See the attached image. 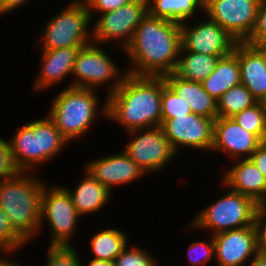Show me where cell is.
I'll list each match as a JSON object with an SVG mask.
<instances>
[{
	"label": "cell",
	"instance_id": "obj_28",
	"mask_svg": "<svg viewBox=\"0 0 266 266\" xmlns=\"http://www.w3.org/2000/svg\"><path fill=\"white\" fill-rule=\"evenodd\" d=\"M232 118L241 127L255 134L262 142L266 141V109L263 102L258 101Z\"/></svg>",
	"mask_w": 266,
	"mask_h": 266
},
{
	"label": "cell",
	"instance_id": "obj_34",
	"mask_svg": "<svg viewBox=\"0 0 266 266\" xmlns=\"http://www.w3.org/2000/svg\"><path fill=\"white\" fill-rule=\"evenodd\" d=\"M18 168L10 149L9 141L0 137V181L18 176Z\"/></svg>",
	"mask_w": 266,
	"mask_h": 266
},
{
	"label": "cell",
	"instance_id": "obj_5",
	"mask_svg": "<svg viewBox=\"0 0 266 266\" xmlns=\"http://www.w3.org/2000/svg\"><path fill=\"white\" fill-rule=\"evenodd\" d=\"M96 92L93 89L64 87L53 100L48 117L68 142L87 134L95 118L102 115L106 119V99L100 105Z\"/></svg>",
	"mask_w": 266,
	"mask_h": 266
},
{
	"label": "cell",
	"instance_id": "obj_17",
	"mask_svg": "<svg viewBox=\"0 0 266 266\" xmlns=\"http://www.w3.org/2000/svg\"><path fill=\"white\" fill-rule=\"evenodd\" d=\"M121 152L86 163V169L100 184L110 191L117 185L131 184L146 173L129 156Z\"/></svg>",
	"mask_w": 266,
	"mask_h": 266
},
{
	"label": "cell",
	"instance_id": "obj_27",
	"mask_svg": "<svg viewBox=\"0 0 266 266\" xmlns=\"http://www.w3.org/2000/svg\"><path fill=\"white\" fill-rule=\"evenodd\" d=\"M216 102L218 117H233L235 114L251 107L258 101L251 92L240 83L230 88Z\"/></svg>",
	"mask_w": 266,
	"mask_h": 266
},
{
	"label": "cell",
	"instance_id": "obj_4",
	"mask_svg": "<svg viewBox=\"0 0 266 266\" xmlns=\"http://www.w3.org/2000/svg\"><path fill=\"white\" fill-rule=\"evenodd\" d=\"M21 172H33L56 157L69 143L48 115L20 126L9 140Z\"/></svg>",
	"mask_w": 266,
	"mask_h": 266
},
{
	"label": "cell",
	"instance_id": "obj_1",
	"mask_svg": "<svg viewBox=\"0 0 266 266\" xmlns=\"http://www.w3.org/2000/svg\"><path fill=\"white\" fill-rule=\"evenodd\" d=\"M179 23L147 14L124 49L131 61L128 74L164 76L174 73L181 50Z\"/></svg>",
	"mask_w": 266,
	"mask_h": 266
},
{
	"label": "cell",
	"instance_id": "obj_22",
	"mask_svg": "<svg viewBox=\"0 0 266 266\" xmlns=\"http://www.w3.org/2000/svg\"><path fill=\"white\" fill-rule=\"evenodd\" d=\"M82 180L76 185L74 191L68 187L64 188L71 196L73 206L80 217L96 213L105 207L111 200L112 192L100 184L86 169H84Z\"/></svg>",
	"mask_w": 266,
	"mask_h": 266
},
{
	"label": "cell",
	"instance_id": "obj_11",
	"mask_svg": "<svg viewBox=\"0 0 266 266\" xmlns=\"http://www.w3.org/2000/svg\"><path fill=\"white\" fill-rule=\"evenodd\" d=\"M147 14V0H133L117 10L100 14L95 24H92V42L103 45L117 41L124 51Z\"/></svg>",
	"mask_w": 266,
	"mask_h": 266
},
{
	"label": "cell",
	"instance_id": "obj_38",
	"mask_svg": "<svg viewBox=\"0 0 266 266\" xmlns=\"http://www.w3.org/2000/svg\"><path fill=\"white\" fill-rule=\"evenodd\" d=\"M266 178V141L262 142L249 158Z\"/></svg>",
	"mask_w": 266,
	"mask_h": 266
},
{
	"label": "cell",
	"instance_id": "obj_18",
	"mask_svg": "<svg viewBox=\"0 0 266 266\" xmlns=\"http://www.w3.org/2000/svg\"><path fill=\"white\" fill-rule=\"evenodd\" d=\"M225 172L222 186L249 196L261 207H266V178L250 159L234 160L232 167Z\"/></svg>",
	"mask_w": 266,
	"mask_h": 266
},
{
	"label": "cell",
	"instance_id": "obj_37",
	"mask_svg": "<svg viewBox=\"0 0 266 266\" xmlns=\"http://www.w3.org/2000/svg\"><path fill=\"white\" fill-rule=\"evenodd\" d=\"M254 226L257 234L258 249H266V207H260L258 209Z\"/></svg>",
	"mask_w": 266,
	"mask_h": 266
},
{
	"label": "cell",
	"instance_id": "obj_12",
	"mask_svg": "<svg viewBox=\"0 0 266 266\" xmlns=\"http://www.w3.org/2000/svg\"><path fill=\"white\" fill-rule=\"evenodd\" d=\"M260 0H204V14L237 42H246L257 20Z\"/></svg>",
	"mask_w": 266,
	"mask_h": 266
},
{
	"label": "cell",
	"instance_id": "obj_36",
	"mask_svg": "<svg viewBox=\"0 0 266 266\" xmlns=\"http://www.w3.org/2000/svg\"><path fill=\"white\" fill-rule=\"evenodd\" d=\"M132 1L133 0H84L92 20L95 13L104 14L109 11H114Z\"/></svg>",
	"mask_w": 266,
	"mask_h": 266
},
{
	"label": "cell",
	"instance_id": "obj_42",
	"mask_svg": "<svg viewBox=\"0 0 266 266\" xmlns=\"http://www.w3.org/2000/svg\"><path fill=\"white\" fill-rule=\"evenodd\" d=\"M87 265L88 266H115L114 262L102 261V260L94 259V258H91V260L89 261V264Z\"/></svg>",
	"mask_w": 266,
	"mask_h": 266
},
{
	"label": "cell",
	"instance_id": "obj_39",
	"mask_svg": "<svg viewBox=\"0 0 266 266\" xmlns=\"http://www.w3.org/2000/svg\"><path fill=\"white\" fill-rule=\"evenodd\" d=\"M25 2L27 3V0H3L4 11L6 14H9V12L11 13V11L21 8Z\"/></svg>",
	"mask_w": 266,
	"mask_h": 266
},
{
	"label": "cell",
	"instance_id": "obj_32",
	"mask_svg": "<svg viewBox=\"0 0 266 266\" xmlns=\"http://www.w3.org/2000/svg\"><path fill=\"white\" fill-rule=\"evenodd\" d=\"M46 266H82L77 250L72 246H49Z\"/></svg>",
	"mask_w": 266,
	"mask_h": 266
},
{
	"label": "cell",
	"instance_id": "obj_2",
	"mask_svg": "<svg viewBox=\"0 0 266 266\" xmlns=\"http://www.w3.org/2000/svg\"><path fill=\"white\" fill-rule=\"evenodd\" d=\"M163 76L127 74L115 91L106 96V118L129 132L161 126Z\"/></svg>",
	"mask_w": 266,
	"mask_h": 266
},
{
	"label": "cell",
	"instance_id": "obj_41",
	"mask_svg": "<svg viewBox=\"0 0 266 266\" xmlns=\"http://www.w3.org/2000/svg\"><path fill=\"white\" fill-rule=\"evenodd\" d=\"M12 254L0 253V266H21L18 263H15L13 260H9V256Z\"/></svg>",
	"mask_w": 266,
	"mask_h": 266
},
{
	"label": "cell",
	"instance_id": "obj_10",
	"mask_svg": "<svg viewBox=\"0 0 266 266\" xmlns=\"http://www.w3.org/2000/svg\"><path fill=\"white\" fill-rule=\"evenodd\" d=\"M144 131V132H143ZM132 139L122 149L143 171L157 173L170 164L178 154L165 137L161 126L127 132Z\"/></svg>",
	"mask_w": 266,
	"mask_h": 266
},
{
	"label": "cell",
	"instance_id": "obj_30",
	"mask_svg": "<svg viewBox=\"0 0 266 266\" xmlns=\"http://www.w3.org/2000/svg\"><path fill=\"white\" fill-rule=\"evenodd\" d=\"M27 244V242L14 230L9 218L0 207V253L13 254Z\"/></svg>",
	"mask_w": 266,
	"mask_h": 266
},
{
	"label": "cell",
	"instance_id": "obj_29",
	"mask_svg": "<svg viewBox=\"0 0 266 266\" xmlns=\"http://www.w3.org/2000/svg\"><path fill=\"white\" fill-rule=\"evenodd\" d=\"M192 113L189 105L179 97L167 84L162 89L161 99V119L162 123L166 119L186 116Z\"/></svg>",
	"mask_w": 266,
	"mask_h": 266
},
{
	"label": "cell",
	"instance_id": "obj_25",
	"mask_svg": "<svg viewBox=\"0 0 266 266\" xmlns=\"http://www.w3.org/2000/svg\"><path fill=\"white\" fill-rule=\"evenodd\" d=\"M220 57L186 51L181 47L174 74L193 82H202L215 69Z\"/></svg>",
	"mask_w": 266,
	"mask_h": 266
},
{
	"label": "cell",
	"instance_id": "obj_45",
	"mask_svg": "<svg viewBox=\"0 0 266 266\" xmlns=\"http://www.w3.org/2000/svg\"><path fill=\"white\" fill-rule=\"evenodd\" d=\"M263 105H264V107H265V109H266V98H265L264 101H263Z\"/></svg>",
	"mask_w": 266,
	"mask_h": 266
},
{
	"label": "cell",
	"instance_id": "obj_7",
	"mask_svg": "<svg viewBox=\"0 0 266 266\" xmlns=\"http://www.w3.org/2000/svg\"><path fill=\"white\" fill-rule=\"evenodd\" d=\"M91 21L84 0H72L45 23L38 37L40 38V50L83 47L90 44L92 42Z\"/></svg>",
	"mask_w": 266,
	"mask_h": 266
},
{
	"label": "cell",
	"instance_id": "obj_31",
	"mask_svg": "<svg viewBox=\"0 0 266 266\" xmlns=\"http://www.w3.org/2000/svg\"><path fill=\"white\" fill-rule=\"evenodd\" d=\"M143 248L127 246L114 260L115 266H159L157 258Z\"/></svg>",
	"mask_w": 266,
	"mask_h": 266
},
{
	"label": "cell",
	"instance_id": "obj_23",
	"mask_svg": "<svg viewBox=\"0 0 266 266\" xmlns=\"http://www.w3.org/2000/svg\"><path fill=\"white\" fill-rule=\"evenodd\" d=\"M203 89L216 101L230 88L241 83L238 57L232 53L220 57L215 69L202 82Z\"/></svg>",
	"mask_w": 266,
	"mask_h": 266
},
{
	"label": "cell",
	"instance_id": "obj_8",
	"mask_svg": "<svg viewBox=\"0 0 266 266\" xmlns=\"http://www.w3.org/2000/svg\"><path fill=\"white\" fill-rule=\"evenodd\" d=\"M100 46L91 42L78 50L72 72L75 80L66 87L95 90L106 85V96H109L123 82L128 74L127 70L120 69V65H117Z\"/></svg>",
	"mask_w": 266,
	"mask_h": 266
},
{
	"label": "cell",
	"instance_id": "obj_40",
	"mask_svg": "<svg viewBox=\"0 0 266 266\" xmlns=\"http://www.w3.org/2000/svg\"><path fill=\"white\" fill-rule=\"evenodd\" d=\"M247 266H266V257L258 252Z\"/></svg>",
	"mask_w": 266,
	"mask_h": 266
},
{
	"label": "cell",
	"instance_id": "obj_3",
	"mask_svg": "<svg viewBox=\"0 0 266 266\" xmlns=\"http://www.w3.org/2000/svg\"><path fill=\"white\" fill-rule=\"evenodd\" d=\"M34 175L21 172L14 178L0 181V207L14 230L27 243L38 236L41 196L47 183Z\"/></svg>",
	"mask_w": 266,
	"mask_h": 266
},
{
	"label": "cell",
	"instance_id": "obj_21",
	"mask_svg": "<svg viewBox=\"0 0 266 266\" xmlns=\"http://www.w3.org/2000/svg\"><path fill=\"white\" fill-rule=\"evenodd\" d=\"M166 84L189 105L192 113L206 118H217V102L200 82L181 79L174 73L163 76Z\"/></svg>",
	"mask_w": 266,
	"mask_h": 266
},
{
	"label": "cell",
	"instance_id": "obj_16",
	"mask_svg": "<svg viewBox=\"0 0 266 266\" xmlns=\"http://www.w3.org/2000/svg\"><path fill=\"white\" fill-rule=\"evenodd\" d=\"M262 141L241 127L232 117H217L214 120L212 152H222L237 159H249Z\"/></svg>",
	"mask_w": 266,
	"mask_h": 266
},
{
	"label": "cell",
	"instance_id": "obj_20",
	"mask_svg": "<svg viewBox=\"0 0 266 266\" xmlns=\"http://www.w3.org/2000/svg\"><path fill=\"white\" fill-rule=\"evenodd\" d=\"M81 47L41 50V65L37 78L33 82V90L44 91L72 75L75 57Z\"/></svg>",
	"mask_w": 266,
	"mask_h": 266
},
{
	"label": "cell",
	"instance_id": "obj_6",
	"mask_svg": "<svg viewBox=\"0 0 266 266\" xmlns=\"http://www.w3.org/2000/svg\"><path fill=\"white\" fill-rule=\"evenodd\" d=\"M260 207L251 197L229 189L215 202L198 211L189 227L193 230L207 229L213 236L223 231L254 226Z\"/></svg>",
	"mask_w": 266,
	"mask_h": 266
},
{
	"label": "cell",
	"instance_id": "obj_26",
	"mask_svg": "<svg viewBox=\"0 0 266 266\" xmlns=\"http://www.w3.org/2000/svg\"><path fill=\"white\" fill-rule=\"evenodd\" d=\"M127 234L114 228L102 229L90 239V251L94 259L114 262L122 250L130 245Z\"/></svg>",
	"mask_w": 266,
	"mask_h": 266
},
{
	"label": "cell",
	"instance_id": "obj_24",
	"mask_svg": "<svg viewBox=\"0 0 266 266\" xmlns=\"http://www.w3.org/2000/svg\"><path fill=\"white\" fill-rule=\"evenodd\" d=\"M148 14L182 24L204 11V0H147ZM190 19V20H189Z\"/></svg>",
	"mask_w": 266,
	"mask_h": 266
},
{
	"label": "cell",
	"instance_id": "obj_43",
	"mask_svg": "<svg viewBox=\"0 0 266 266\" xmlns=\"http://www.w3.org/2000/svg\"><path fill=\"white\" fill-rule=\"evenodd\" d=\"M5 14L3 0H0V15Z\"/></svg>",
	"mask_w": 266,
	"mask_h": 266
},
{
	"label": "cell",
	"instance_id": "obj_14",
	"mask_svg": "<svg viewBox=\"0 0 266 266\" xmlns=\"http://www.w3.org/2000/svg\"><path fill=\"white\" fill-rule=\"evenodd\" d=\"M192 25L180 24L184 50L215 56H226L234 51L236 39L210 18Z\"/></svg>",
	"mask_w": 266,
	"mask_h": 266
},
{
	"label": "cell",
	"instance_id": "obj_44",
	"mask_svg": "<svg viewBox=\"0 0 266 266\" xmlns=\"http://www.w3.org/2000/svg\"><path fill=\"white\" fill-rule=\"evenodd\" d=\"M258 252H261L266 257V249H258Z\"/></svg>",
	"mask_w": 266,
	"mask_h": 266
},
{
	"label": "cell",
	"instance_id": "obj_33",
	"mask_svg": "<svg viewBox=\"0 0 266 266\" xmlns=\"http://www.w3.org/2000/svg\"><path fill=\"white\" fill-rule=\"evenodd\" d=\"M208 237V241L198 240L188 247V261L191 266H205L207 262L213 261V257H215L214 237L210 234Z\"/></svg>",
	"mask_w": 266,
	"mask_h": 266
},
{
	"label": "cell",
	"instance_id": "obj_9",
	"mask_svg": "<svg viewBox=\"0 0 266 266\" xmlns=\"http://www.w3.org/2000/svg\"><path fill=\"white\" fill-rule=\"evenodd\" d=\"M49 187L45 184L41 196L39 233L46 222L51 230L49 246H72L80 216L63 185Z\"/></svg>",
	"mask_w": 266,
	"mask_h": 266
},
{
	"label": "cell",
	"instance_id": "obj_15",
	"mask_svg": "<svg viewBox=\"0 0 266 266\" xmlns=\"http://www.w3.org/2000/svg\"><path fill=\"white\" fill-rule=\"evenodd\" d=\"M213 237L217 266H244L258 253L255 226L223 231Z\"/></svg>",
	"mask_w": 266,
	"mask_h": 266
},
{
	"label": "cell",
	"instance_id": "obj_35",
	"mask_svg": "<svg viewBox=\"0 0 266 266\" xmlns=\"http://www.w3.org/2000/svg\"><path fill=\"white\" fill-rule=\"evenodd\" d=\"M246 43L257 47L266 45V0H260L256 25Z\"/></svg>",
	"mask_w": 266,
	"mask_h": 266
},
{
	"label": "cell",
	"instance_id": "obj_19",
	"mask_svg": "<svg viewBox=\"0 0 266 266\" xmlns=\"http://www.w3.org/2000/svg\"><path fill=\"white\" fill-rule=\"evenodd\" d=\"M240 65L241 83L257 101L266 98V49L238 42L234 48Z\"/></svg>",
	"mask_w": 266,
	"mask_h": 266
},
{
	"label": "cell",
	"instance_id": "obj_13",
	"mask_svg": "<svg viewBox=\"0 0 266 266\" xmlns=\"http://www.w3.org/2000/svg\"><path fill=\"white\" fill-rule=\"evenodd\" d=\"M215 119L190 113L186 116L166 119L161 127L177 154L185 146L211 151Z\"/></svg>",
	"mask_w": 266,
	"mask_h": 266
}]
</instances>
